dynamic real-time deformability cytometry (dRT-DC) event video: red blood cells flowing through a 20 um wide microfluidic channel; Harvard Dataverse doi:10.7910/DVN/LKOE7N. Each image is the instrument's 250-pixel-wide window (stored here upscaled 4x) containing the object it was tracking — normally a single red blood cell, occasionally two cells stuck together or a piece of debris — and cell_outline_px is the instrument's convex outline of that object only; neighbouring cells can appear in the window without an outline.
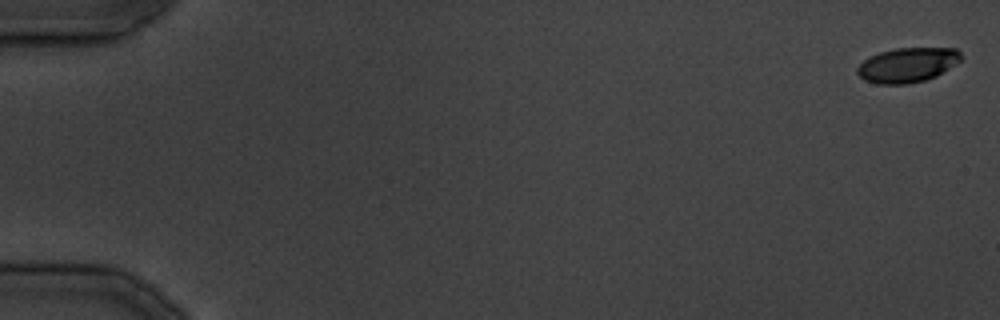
{"species": "common noctule bat (a hibernating species)", "species_latin": "Nyctalus noctula", "temperature_condition": "cold", "stored_images_in_passage": 11, "camera_frame_rate_fps": 3000, "um_per_image_px": 0.085, "animal": {"sex": "male", "body_mass_g": 19.5, "forearm_length_mm": 54.6}, "frame": {"image": 1, "passage_image": 1, "time_ms": 0.0, "image_size_px": [1000, 320], "cell_outline_px": [[960, 60], [936, 76], [924, 80], [908, 84], [876, 84], [864, 80], [856, 72], [856, 68], [868, 56], [880, 52], [896, 48], [956, 48], [960, 52]], "centroid_in_image_um": [77.08, 5.52], "position_along_channel_um": 7.9, "area_um2": 20.87}}